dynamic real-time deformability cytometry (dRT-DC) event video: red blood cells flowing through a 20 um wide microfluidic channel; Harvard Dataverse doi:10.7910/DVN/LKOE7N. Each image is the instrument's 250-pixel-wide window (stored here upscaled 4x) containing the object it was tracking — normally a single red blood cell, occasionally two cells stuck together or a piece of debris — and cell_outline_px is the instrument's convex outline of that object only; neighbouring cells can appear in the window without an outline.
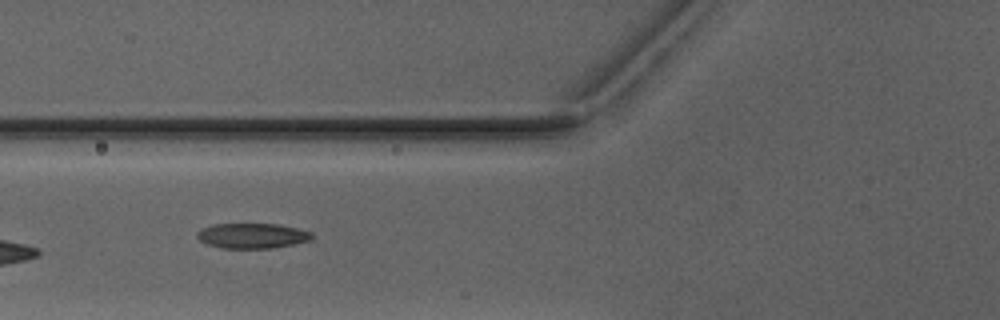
{"species": "Egyptian fruit bat (a non-hibernating species)", "species_latin": "Rousettus aegyptiacus", "temperature_condition": "warm", "stored_images_in_passage": 4, "camera_frame_rate_fps": 3000, "um_per_image_px": 0.085, "animal": {"sex": "male"}, "frame": {"image": 1, "passage_image": 2, "time_ms": 1.0, "image_size_px": [1000, 320], "cell_outline_px": [[312, 240], [272, 248], [220, 248], [208, 244], [200, 240], [196, 236], [196, 232], [200, 228], [212, 224], [280, 224], [312, 232]], "centroid_in_image_um": [21.41, 20.03], "position_along_channel_um": 104.4, "area_um2": 16.88}}
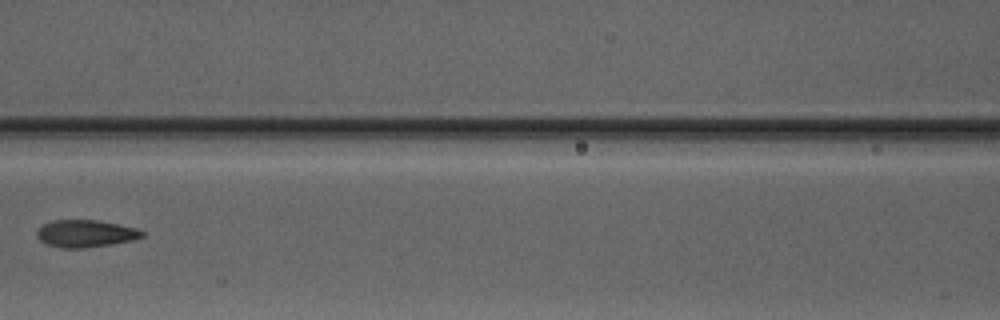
{"frame": {"image": 2, "passage_image": 3, "time_ms": 2.333, "image_size_px": [1000, 320], "cell_outline_px": [[144, 236], [132, 240], [84, 248], [64, 248], [44, 244], [36, 236], [36, 232], [44, 224], [52, 220], [100, 220], [136, 228], [144, 232]], "centroid_in_image_um": [7.25, 19.85], "position_along_channel_um": 159.4, "area_um2": 16.65}}
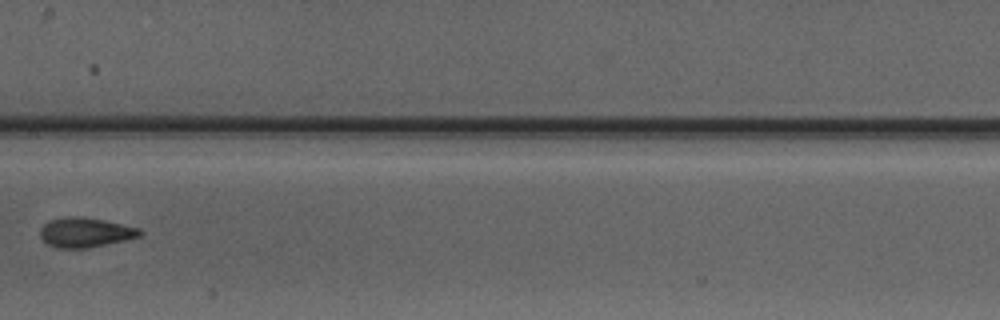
{"frame": {"image": 3, "passage_image": 4, "time_ms": 3.333, "image_size_px": [1000, 320], "cell_outline_px": [[144, 232], [140, 236], [128, 240], [88, 248], [56, 248], [48, 244], [40, 236], [40, 228], [44, 224], [52, 220], [68, 216], [80, 216], [104, 220], [140, 228]], "centroid_in_image_um": [7.29, 19.76], "position_along_channel_um": 200.1, "area_um2": 17.34}}